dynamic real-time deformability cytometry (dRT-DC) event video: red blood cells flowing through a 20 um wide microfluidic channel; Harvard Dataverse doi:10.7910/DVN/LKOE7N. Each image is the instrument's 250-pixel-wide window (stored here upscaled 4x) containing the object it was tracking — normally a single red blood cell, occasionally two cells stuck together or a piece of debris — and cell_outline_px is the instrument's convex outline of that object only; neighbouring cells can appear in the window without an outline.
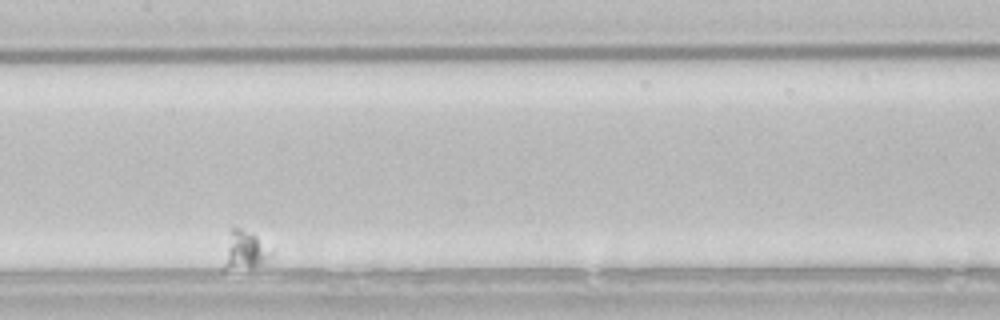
{"species": "common noctule bat (a hibernating species)", "species_latin": "Nyctalus noctula", "temperature_condition": "room temperature", "stored_images_in_passage": 50, "camera_frame_rate_fps": 3000, "um_per_image_px": 0.085, "animal": {"sex": "male", "body_mass_g": 21.5, "forearm_length_mm": 52.0}, "frame": {"image": 1, "passage_image": 26, "time_ms": 8.333, "image_size_px": [1000, 320], "cell_outline_px": [[272, 256], [264, 264], [252, 268], [220, 268], [228, 232], [232, 228], [240, 228], [256, 236], [272, 248]], "centroid_in_image_um": [20.79, 21.29], "position_along_channel_um": 186.6, "area_um2": 10.98}}
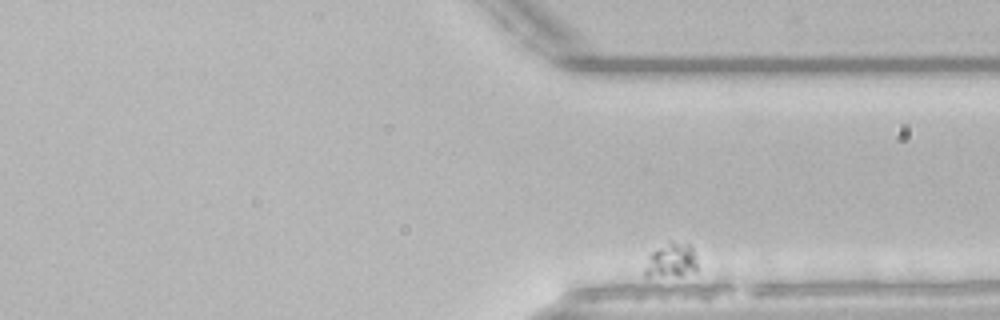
{"frame": {"image": 2, "passage_image": 49, "time_ms": 16.0, "image_size_px": [1000, 320], "cell_outline_px": [[696, 272], [648, 276], [644, 276], [644, 268], [648, 256], [652, 252], [668, 240], [672, 240], [688, 244], [692, 248], [696, 260]], "centroid_in_image_um": [57.03, 22.08], "position_along_channel_um": 354.4, "area_um2": 10.29}}